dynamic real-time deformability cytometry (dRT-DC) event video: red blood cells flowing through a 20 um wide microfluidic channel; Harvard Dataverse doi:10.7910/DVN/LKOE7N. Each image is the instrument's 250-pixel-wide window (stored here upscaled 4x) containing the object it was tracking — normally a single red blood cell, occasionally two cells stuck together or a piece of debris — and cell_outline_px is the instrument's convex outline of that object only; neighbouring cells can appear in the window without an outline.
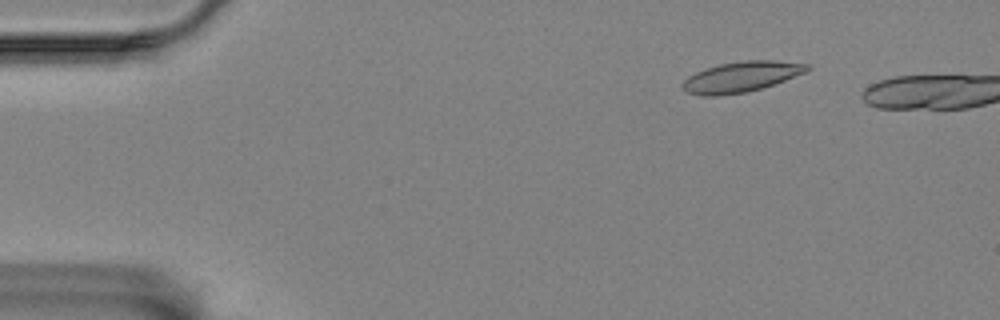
{"species": "Egyptian fruit bat (a non-hibernating species)", "species_latin": "Rousettus aegyptiacus", "temperature_condition": "room temperature", "stored_images_in_passage": 11, "camera_frame_rate_fps": 3000, "um_per_image_px": 0.085, "animal": {"sex": "female"}, "frame": {"image": 1, "passage_image": 8, "time_ms": 2.333, "image_size_px": [1000, 320], "cell_outline_px": [[812, 68], [804, 72], [784, 80], [760, 88], [744, 92], [716, 96], [704, 96], [688, 92], [680, 88], [680, 84], [688, 76], [704, 68], [720, 64], [744, 60], [776, 60], [808, 64]], "centroid_in_image_um": [62.95, 6.52], "position_along_channel_um": 22.1, "area_um2": 21.96}}